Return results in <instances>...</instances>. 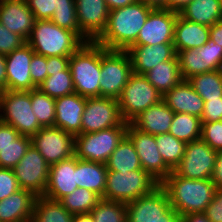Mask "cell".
Returning a JSON list of instances; mask_svg holds the SVG:
<instances>
[{
    "instance_id": "2",
    "label": "cell",
    "mask_w": 222,
    "mask_h": 222,
    "mask_svg": "<svg viewBox=\"0 0 222 222\" xmlns=\"http://www.w3.org/2000/svg\"><path fill=\"white\" fill-rule=\"evenodd\" d=\"M160 185L166 191L170 205L181 217L203 213L217 190L211 179H187L173 170Z\"/></svg>"
},
{
    "instance_id": "23",
    "label": "cell",
    "mask_w": 222,
    "mask_h": 222,
    "mask_svg": "<svg viewBox=\"0 0 222 222\" xmlns=\"http://www.w3.org/2000/svg\"><path fill=\"white\" fill-rule=\"evenodd\" d=\"M126 52L130 57L133 73L138 75L146 74L150 69L177 55L173 44L131 46Z\"/></svg>"
},
{
    "instance_id": "40",
    "label": "cell",
    "mask_w": 222,
    "mask_h": 222,
    "mask_svg": "<svg viewBox=\"0 0 222 222\" xmlns=\"http://www.w3.org/2000/svg\"><path fill=\"white\" fill-rule=\"evenodd\" d=\"M95 222H127L126 203L101 199L90 212Z\"/></svg>"
},
{
    "instance_id": "38",
    "label": "cell",
    "mask_w": 222,
    "mask_h": 222,
    "mask_svg": "<svg viewBox=\"0 0 222 222\" xmlns=\"http://www.w3.org/2000/svg\"><path fill=\"white\" fill-rule=\"evenodd\" d=\"M38 89L54 99L75 93L70 68L47 77Z\"/></svg>"
},
{
    "instance_id": "6",
    "label": "cell",
    "mask_w": 222,
    "mask_h": 222,
    "mask_svg": "<svg viewBox=\"0 0 222 222\" xmlns=\"http://www.w3.org/2000/svg\"><path fill=\"white\" fill-rule=\"evenodd\" d=\"M0 121L21 135L33 136L42 126L32 110L30 91H0Z\"/></svg>"
},
{
    "instance_id": "30",
    "label": "cell",
    "mask_w": 222,
    "mask_h": 222,
    "mask_svg": "<svg viewBox=\"0 0 222 222\" xmlns=\"http://www.w3.org/2000/svg\"><path fill=\"white\" fill-rule=\"evenodd\" d=\"M144 76L162 97L183 80L177 55L172 60L162 62L150 69Z\"/></svg>"
},
{
    "instance_id": "58",
    "label": "cell",
    "mask_w": 222,
    "mask_h": 222,
    "mask_svg": "<svg viewBox=\"0 0 222 222\" xmlns=\"http://www.w3.org/2000/svg\"><path fill=\"white\" fill-rule=\"evenodd\" d=\"M153 8L165 9V0H137Z\"/></svg>"
},
{
    "instance_id": "25",
    "label": "cell",
    "mask_w": 222,
    "mask_h": 222,
    "mask_svg": "<svg viewBox=\"0 0 222 222\" xmlns=\"http://www.w3.org/2000/svg\"><path fill=\"white\" fill-rule=\"evenodd\" d=\"M174 114L162 99L141 112L130 123L140 131L154 136L166 134L170 130Z\"/></svg>"
},
{
    "instance_id": "8",
    "label": "cell",
    "mask_w": 222,
    "mask_h": 222,
    "mask_svg": "<svg viewBox=\"0 0 222 222\" xmlns=\"http://www.w3.org/2000/svg\"><path fill=\"white\" fill-rule=\"evenodd\" d=\"M128 122L106 130L75 135L74 152L78 159L106 164L126 136Z\"/></svg>"
},
{
    "instance_id": "29",
    "label": "cell",
    "mask_w": 222,
    "mask_h": 222,
    "mask_svg": "<svg viewBox=\"0 0 222 222\" xmlns=\"http://www.w3.org/2000/svg\"><path fill=\"white\" fill-rule=\"evenodd\" d=\"M178 14L188 21L211 27L222 20V7L220 0H193Z\"/></svg>"
},
{
    "instance_id": "34",
    "label": "cell",
    "mask_w": 222,
    "mask_h": 222,
    "mask_svg": "<svg viewBox=\"0 0 222 222\" xmlns=\"http://www.w3.org/2000/svg\"><path fill=\"white\" fill-rule=\"evenodd\" d=\"M201 118L187 113H175L169 134L186 144L201 138Z\"/></svg>"
},
{
    "instance_id": "3",
    "label": "cell",
    "mask_w": 222,
    "mask_h": 222,
    "mask_svg": "<svg viewBox=\"0 0 222 222\" xmlns=\"http://www.w3.org/2000/svg\"><path fill=\"white\" fill-rule=\"evenodd\" d=\"M85 41L75 32L61 28L51 20H35L27 44L45 57L71 56Z\"/></svg>"
},
{
    "instance_id": "15",
    "label": "cell",
    "mask_w": 222,
    "mask_h": 222,
    "mask_svg": "<svg viewBox=\"0 0 222 222\" xmlns=\"http://www.w3.org/2000/svg\"><path fill=\"white\" fill-rule=\"evenodd\" d=\"M124 122L118 100L106 97L86 98L82 115V134L121 126Z\"/></svg>"
},
{
    "instance_id": "51",
    "label": "cell",
    "mask_w": 222,
    "mask_h": 222,
    "mask_svg": "<svg viewBox=\"0 0 222 222\" xmlns=\"http://www.w3.org/2000/svg\"><path fill=\"white\" fill-rule=\"evenodd\" d=\"M211 180L214 182L217 189H222V152L217 153Z\"/></svg>"
},
{
    "instance_id": "10",
    "label": "cell",
    "mask_w": 222,
    "mask_h": 222,
    "mask_svg": "<svg viewBox=\"0 0 222 222\" xmlns=\"http://www.w3.org/2000/svg\"><path fill=\"white\" fill-rule=\"evenodd\" d=\"M162 95L144 75L133 73L118 99L120 114L130 123L141 112L162 100Z\"/></svg>"
},
{
    "instance_id": "9",
    "label": "cell",
    "mask_w": 222,
    "mask_h": 222,
    "mask_svg": "<svg viewBox=\"0 0 222 222\" xmlns=\"http://www.w3.org/2000/svg\"><path fill=\"white\" fill-rule=\"evenodd\" d=\"M132 74L131 60L126 51L107 50L101 46L100 97L118 100Z\"/></svg>"
},
{
    "instance_id": "53",
    "label": "cell",
    "mask_w": 222,
    "mask_h": 222,
    "mask_svg": "<svg viewBox=\"0 0 222 222\" xmlns=\"http://www.w3.org/2000/svg\"><path fill=\"white\" fill-rule=\"evenodd\" d=\"M193 0H165V9L179 12L183 9L188 3Z\"/></svg>"
},
{
    "instance_id": "45",
    "label": "cell",
    "mask_w": 222,
    "mask_h": 222,
    "mask_svg": "<svg viewBox=\"0 0 222 222\" xmlns=\"http://www.w3.org/2000/svg\"><path fill=\"white\" fill-rule=\"evenodd\" d=\"M20 190L13 169L0 168V200Z\"/></svg>"
},
{
    "instance_id": "31",
    "label": "cell",
    "mask_w": 222,
    "mask_h": 222,
    "mask_svg": "<svg viewBox=\"0 0 222 222\" xmlns=\"http://www.w3.org/2000/svg\"><path fill=\"white\" fill-rule=\"evenodd\" d=\"M106 166L108 171L130 172L132 170H143L134 145L127 136L112 152Z\"/></svg>"
},
{
    "instance_id": "27",
    "label": "cell",
    "mask_w": 222,
    "mask_h": 222,
    "mask_svg": "<svg viewBox=\"0 0 222 222\" xmlns=\"http://www.w3.org/2000/svg\"><path fill=\"white\" fill-rule=\"evenodd\" d=\"M210 38V27L182 18L179 14L174 25L173 45L176 53L202 47Z\"/></svg>"
},
{
    "instance_id": "52",
    "label": "cell",
    "mask_w": 222,
    "mask_h": 222,
    "mask_svg": "<svg viewBox=\"0 0 222 222\" xmlns=\"http://www.w3.org/2000/svg\"><path fill=\"white\" fill-rule=\"evenodd\" d=\"M210 39L222 47V20L210 27Z\"/></svg>"
},
{
    "instance_id": "17",
    "label": "cell",
    "mask_w": 222,
    "mask_h": 222,
    "mask_svg": "<svg viewBox=\"0 0 222 222\" xmlns=\"http://www.w3.org/2000/svg\"><path fill=\"white\" fill-rule=\"evenodd\" d=\"M178 12L154 8L148 15L132 46L173 44Z\"/></svg>"
},
{
    "instance_id": "56",
    "label": "cell",
    "mask_w": 222,
    "mask_h": 222,
    "mask_svg": "<svg viewBox=\"0 0 222 222\" xmlns=\"http://www.w3.org/2000/svg\"><path fill=\"white\" fill-rule=\"evenodd\" d=\"M108 9L114 10L135 3L137 0H105Z\"/></svg>"
},
{
    "instance_id": "55",
    "label": "cell",
    "mask_w": 222,
    "mask_h": 222,
    "mask_svg": "<svg viewBox=\"0 0 222 222\" xmlns=\"http://www.w3.org/2000/svg\"><path fill=\"white\" fill-rule=\"evenodd\" d=\"M181 222H210L204 213H191L181 217Z\"/></svg>"
},
{
    "instance_id": "32",
    "label": "cell",
    "mask_w": 222,
    "mask_h": 222,
    "mask_svg": "<svg viewBox=\"0 0 222 222\" xmlns=\"http://www.w3.org/2000/svg\"><path fill=\"white\" fill-rule=\"evenodd\" d=\"M73 214L68 212L59 201L37 196L33 207L31 222H72Z\"/></svg>"
},
{
    "instance_id": "4",
    "label": "cell",
    "mask_w": 222,
    "mask_h": 222,
    "mask_svg": "<svg viewBox=\"0 0 222 222\" xmlns=\"http://www.w3.org/2000/svg\"><path fill=\"white\" fill-rule=\"evenodd\" d=\"M75 93L85 98L100 97L101 45L85 42L69 60Z\"/></svg>"
},
{
    "instance_id": "47",
    "label": "cell",
    "mask_w": 222,
    "mask_h": 222,
    "mask_svg": "<svg viewBox=\"0 0 222 222\" xmlns=\"http://www.w3.org/2000/svg\"><path fill=\"white\" fill-rule=\"evenodd\" d=\"M222 120V99L204 101L201 122H216Z\"/></svg>"
},
{
    "instance_id": "28",
    "label": "cell",
    "mask_w": 222,
    "mask_h": 222,
    "mask_svg": "<svg viewBox=\"0 0 222 222\" xmlns=\"http://www.w3.org/2000/svg\"><path fill=\"white\" fill-rule=\"evenodd\" d=\"M107 166L104 163L77 158V186L95 192L101 199L106 187Z\"/></svg>"
},
{
    "instance_id": "12",
    "label": "cell",
    "mask_w": 222,
    "mask_h": 222,
    "mask_svg": "<svg viewBox=\"0 0 222 222\" xmlns=\"http://www.w3.org/2000/svg\"><path fill=\"white\" fill-rule=\"evenodd\" d=\"M217 153L201 138L191 141L173 171L187 179H211Z\"/></svg>"
},
{
    "instance_id": "42",
    "label": "cell",
    "mask_w": 222,
    "mask_h": 222,
    "mask_svg": "<svg viewBox=\"0 0 222 222\" xmlns=\"http://www.w3.org/2000/svg\"><path fill=\"white\" fill-rule=\"evenodd\" d=\"M201 139L214 151L222 152V120L216 122H203Z\"/></svg>"
},
{
    "instance_id": "35",
    "label": "cell",
    "mask_w": 222,
    "mask_h": 222,
    "mask_svg": "<svg viewBox=\"0 0 222 222\" xmlns=\"http://www.w3.org/2000/svg\"><path fill=\"white\" fill-rule=\"evenodd\" d=\"M101 198L86 188H76L74 192L62 197L59 202L71 214H89Z\"/></svg>"
},
{
    "instance_id": "11",
    "label": "cell",
    "mask_w": 222,
    "mask_h": 222,
    "mask_svg": "<svg viewBox=\"0 0 222 222\" xmlns=\"http://www.w3.org/2000/svg\"><path fill=\"white\" fill-rule=\"evenodd\" d=\"M34 146L49 165L75 155V136L59 127H42L30 137Z\"/></svg>"
},
{
    "instance_id": "46",
    "label": "cell",
    "mask_w": 222,
    "mask_h": 222,
    "mask_svg": "<svg viewBox=\"0 0 222 222\" xmlns=\"http://www.w3.org/2000/svg\"><path fill=\"white\" fill-rule=\"evenodd\" d=\"M30 72L32 83L38 88L47 78V57L34 53L30 64Z\"/></svg>"
},
{
    "instance_id": "20",
    "label": "cell",
    "mask_w": 222,
    "mask_h": 222,
    "mask_svg": "<svg viewBox=\"0 0 222 222\" xmlns=\"http://www.w3.org/2000/svg\"><path fill=\"white\" fill-rule=\"evenodd\" d=\"M77 186V157L74 155L59 163L50 165L48 183L44 197L59 201L71 194Z\"/></svg>"
},
{
    "instance_id": "39",
    "label": "cell",
    "mask_w": 222,
    "mask_h": 222,
    "mask_svg": "<svg viewBox=\"0 0 222 222\" xmlns=\"http://www.w3.org/2000/svg\"><path fill=\"white\" fill-rule=\"evenodd\" d=\"M32 110L42 127L54 126L55 99L43 93L40 89L31 90Z\"/></svg>"
},
{
    "instance_id": "57",
    "label": "cell",
    "mask_w": 222,
    "mask_h": 222,
    "mask_svg": "<svg viewBox=\"0 0 222 222\" xmlns=\"http://www.w3.org/2000/svg\"><path fill=\"white\" fill-rule=\"evenodd\" d=\"M72 222H95L92 215L89 214H75L73 215Z\"/></svg>"
},
{
    "instance_id": "24",
    "label": "cell",
    "mask_w": 222,
    "mask_h": 222,
    "mask_svg": "<svg viewBox=\"0 0 222 222\" xmlns=\"http://www.w3.org/2000/svg\"><path fill=\"white\" fill-rule=\"evenodd\" d=\"M162 99L174 113H187L199 118L203 114L204 100L187 80L174 86Z\"/></svg>"
},
{
    "instance_id": "48",
    "label": "cell",
    "mask_w": 222,
    "mask_h": 222,
    "mask_svg": "<svg viewBox=\"0 0 222 222\" xmlns=\"http://www.w3.org/2000/svg\"><path fill=\"white\" fill-rule=\"evenodd\" d=\"M210 222H222V189H217L213 200L203 212Z\"/></svg>"
},
{
    "instance_id": "33",
    "label": "cell",
    "mask_w": 222,
    "mask_h": 222,
    "mask_svg": "<svg viewBox=\"0 0 222 222\" xmlns=\"http://www.w3.org/2000/svg\"><path fill=\"white\" fill-rule=\"evenodd\" d=\"M187 81L204 101L222 99V70L195 75Z\"/></svg>"
},
{
    "instance_id": "22",
    "label": "cell",
    "mask_w": 222,
    "mask_h": 222,
    "mask_svg": "<svg viewBox=\"0 0 222 222\" xmlns=\"http://www.w3.org/2000/svg\"><path fill=\"white\" fill-rule=\"evenodd\" d=\"M86 98L77 93L55 99L54 126L71 133L82 134V115Z\"/></svg>"
},
{
    "instance_id": "21",
    "label": "cell",
    "mask_w": 222,
    "mask_h": 222,
    "mask_svg": "<svg viewBox=\"0 0 222 222\" xmlns=\"http://www.w3.org/2000/svg\"><path fill=\"white\" fill-rule=\"evenodd\" d=\"M0 23L27 41L34 27L35 17L26 0H0Z\"/></svg>"
},
{
    "instance_id": "54",
    "label": "cell",
    "mask_w": 222,
    "mask_h": 222,
    "mask_svg": "<svg viewBox=\"0 0 222 222\" xmlns=\"http://www.w3.org/2000/svg\"><path fill=\"white\" fill-rule=\"evenodd\" d=\"M7 90L6 58L0 54V91Z\"/></svg>"
},
{
    "instance_id": "26",
    "label": "cell",
    "mask_w": 222,
    "mask_h": 222,
    "mask_svg": "<svg viewBox=\"0 0 222 222\" xmlns=\"http://www.w3.org/2000/svg\"><path fill=\"white\" fill-rule=\"evenodd\" d=\"M36 197L31 191L20 189L0 200V222H31Z\"/></svg>"
},
{
    "instance_id": "5",
    "label": "cell",
    "mask_w": 222,
    "mask_h": 222,
    "mask_svg": "<svg viewBox=\"0 0 222 222\" xmlns=\"http://www.w3.org/2000/svg\"><path fill=\"white\" fill-rule=\"evenodd\" d=\"M160 183L144 170L107 171L102 199L128 203L150 193Z\"/></svg>"
},
{
    "instance_id": "7",
    "label": "cell",
    "mask_w": 222,
    "mask_h": 222,
    "mask_svg": "<svg viewBox=\"0 0 222 222\" xmlns=\"http://www.w3.org/2000/svg\"><path fill=\"white\" fill-rule=\"evenodd\" d=\"M126 217L127 222H181L160 184L150 193L126 203Z\"/></svg>"
},
{
    "instance_id": "13",
    "label": "cell",
    "mask_w": 222,
    "mask_h": 222,
    "mask_svg": "<svg viewBox=\"0 0 222 222\" xmlns=\"http://www.w3.org/2000/svg\"><path fill=\"white\" fill-rule=\"evenodd\" d=\"M180 73L183 80L215 70H222V47L212 39L200 48L177 52Z\"/></svg>"
},
{
    "instance_id": "44",
    "label": "cell",
    "mask_w": 222,
    "mask_h": 222,
    "mask_svg": "<svg viewBox=\"0 0 222 222\" xmlns=\"http://www.w3.org/2000/svg\"><path fill=\"white\" fill-rule=\"evenodd\" d=\"M35 20H50L56 10V0H26Z\"/></svg>"
},
{
    "instance_id": "37",
    "label": "cell",
    "mask_w": 222,
    "mask_h": 222,
    "mask_svg": "<svg viewBox=\"0 0 222 222\" xmlns=\"http://www.w3.org/2000/svg\"><path fill=\"white\" fill-rule=\"evenodd\" d=\"M50 20L61 28L77 33L85 42H90L80 31L75 0H56V10Z\"/></svg>"
},
{
    "instance_id": "36",
    "label": "cell",
    "mask_w": 222,
    "mask_h": 222,
    "mask_svg": "<svg viewBox=\"0 0 222 222\" xmlns=\"http://www.w3.org/2000/svg\"><path fill=\"white\" fill-rule=\"evenodd\" d=\"M157 149L164 163L171 169L180 163L185 152L186 143L175 138L173 135L159 134L155 136Z\"/></svg>"
},
{
    "instance_id": "41",
    "label": "cell",
    "mask_w": 222,
    "mask_h": 222,
    "mask_svg": "<svg viewBox=\"0 0 222 222\" xmlns=\"http://www.w3.org/2000/svg\"><path fill=\"white\" fill-rule=\"evenodd\" d=\"M31 145V138L20 135L12 144L0 149V168L13 169Z\"/></svg>"
},
{
    "instance_id": "18",
    "label": "cell",
    "mask_w": 222,
    "mask_h": 222,
    "mask_svg": "<svg viewBox=\"0 0 222 222\" xmlns=\"http://www.w3.org/2000/svg\"><path fill=\"white\" fill-rule=\"evenodd\" d=\"M34 53L33 49L25 43L21 48L5 55L7 90L30 91L37 88L30 76V64Z\"/></svg>"
},
{
    "instance_id": "16",
    "label": "cell",
    "mask_w": 222,
    "mask_h": 222,
    "mask_svg": "<svg viewBox=\"0 0 222 222\" xmlns=\"http://www.w3.org/2000/svg\"><path fill=\"white\" fill-rule=\"evenodd\" d=\"M126 136L131 140L139 156L141 167L161 183L172 170L164 163L154 135L145 133L128 123Z\"/></svg>"
},
{
    "instance_id": "50",
    "label": "cell",
    "mask_w": 222,
    "mask_h": 222,
    "mask_svg": "<svg viewBox=\"0 0 222 222\" xmlns=\"http://www.w3.org/2000/svg\"><path fill=\"white\" fill-rule=\"evenodd\" d=\"M21 134L10 125L0 121V149L6 145L12 144Z\"/></svg>"
},
{
    "instance_id": "14",
    "label": "cell",
    "mask_w": 222,
    "mask_h": 222,
    "mask_svg": "<svg viewBox=\"0 0 222 222\" xmlns=\"http://www.w3.org/2000/svg\"><path fill=\"white\" fill-rule=\"evenodd\" d=\"M50 165L32 145L26 151L13 171L20 189L31 191L35 196H43L48 183Z\"/></svg>"
},
{
    "instance_id": "43",
    "label": "cell",
    "mask_w": 222,
    "mask_h": 222,
    "mask_svg": "<svg viewBox=\"0 0 222 222\" xmlns=\"http://www.w3.org/2000/svg\"><path fill=\"white\" fill-rule=\"evenodd\" d=\"M27 41L18 35L11 32L0 23V54L8 55L15 49L21 48Z\"/></svg>"
},
{
    "instance_id": "1",
    "label": "cell",
    "mask_w": 222,
    "mask_h": 222,
    "mask_svg": "<svg viewBox=\"0 0 222 222\" xmlns=\"http://www.w3.org/2000/svg\"><path fill=\"white\" fill-rule=\"evenodd\" d=\"M154 8L140 1L109 11L103 33L95 40L107 50L126 51L137 39L149 13Z\"/></svg>"
},
{
    "instance_id": "19",
    "label": "cell",
    "mask_w": 222,
    "mask_h": 222,
    "mask_svg": "<svg viewBox=\"0 0 222 222\" xmlns=\"http://www.w3.org/2000/svg\"><path fill=\"white\" fill-rule=\"evenodd\" d=\"M80 31L95 41L105 30L109 9L105 0H75Z\"/></svg>"
},
{
    "instance_id": "49",
    "label": "cell",
    "mask_w": 222,
    "mask_h": 222,
    "mask_svg": "<svg viewBox=\"0 0 222 222\" xmlns=\"http://www.w3.org/2000/svg\"><path fill=\"white\" fill-rule=\"evenodd\" d=\"M70 56L47 57V77L63 72L69 67Z\"/></svg>"
}]
</instances>
